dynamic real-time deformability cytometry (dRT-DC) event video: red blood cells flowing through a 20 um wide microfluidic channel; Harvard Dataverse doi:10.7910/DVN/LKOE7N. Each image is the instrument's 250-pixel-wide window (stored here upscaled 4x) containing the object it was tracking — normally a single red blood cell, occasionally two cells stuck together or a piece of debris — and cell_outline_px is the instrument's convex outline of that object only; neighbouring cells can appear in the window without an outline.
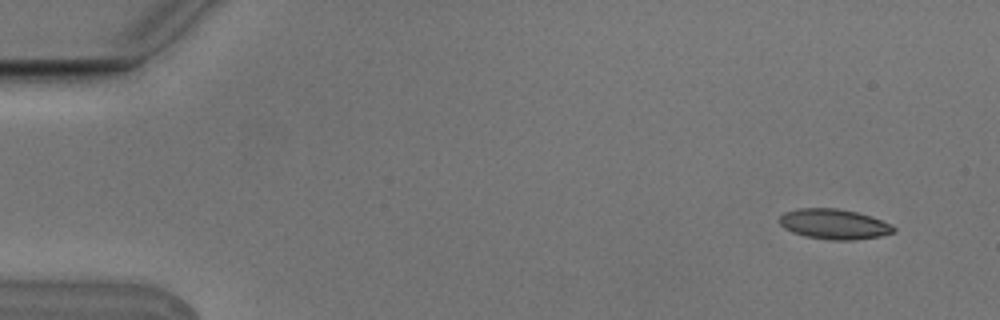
{"species": "Egyptian fruit bat (a non-hibernating species)", "species_latin": "Rousettus aegyptiacus", "temperature_condition": "cold", "stored_images_in_passage": 8, "camera_frame_rate_fps": 3000, "um_per_image_px": 0.085, "animal": {"sex": "male"}, "frame": {"image": 1, "passage_image": 1, "time_ms": 0.0, "image_size_px": [1000, 320], "cell_outline_px": [[896, 232], [880, 236], [856, 240], [832, 240], [804, 236], [792, 232], [784, 228], [776, 220], [784, 212], [800, 208], [836, 208], [856, 212], [872, 216], [892, 224], [896, 228]], "centroid_in_image_um": [70.9, 19.05], "position_along_channel_um": 14.1, "area_um2": 20.35}}
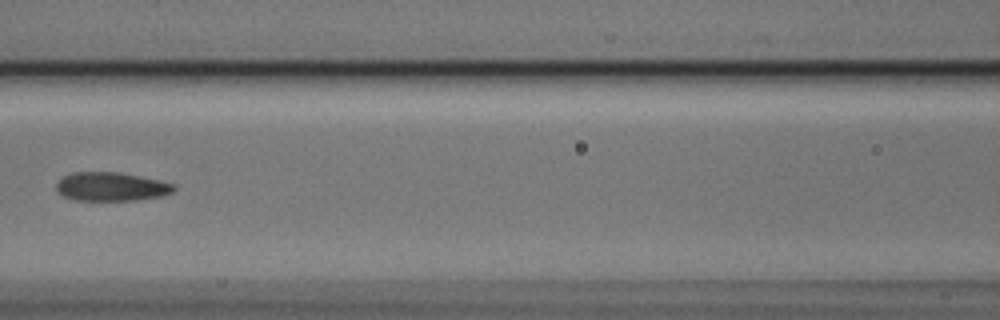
{"frame": {"image": 2, "passage_image": 7, "time_ms": 2.0, "image_size_px": [1000, 320], "cell_outline_px": [[176, 188], [172, 192], [160, 196], [136, 200], [76, 200], [64, 196], [56, 192], [56, 184], [64, 176], [72, 172], [120, 172], [156, 180], [172, 184]], "centroid_in_image_um": [9.4, 15.86], "position_along_channel_um": 157.2, "area_um2": 19.42}}
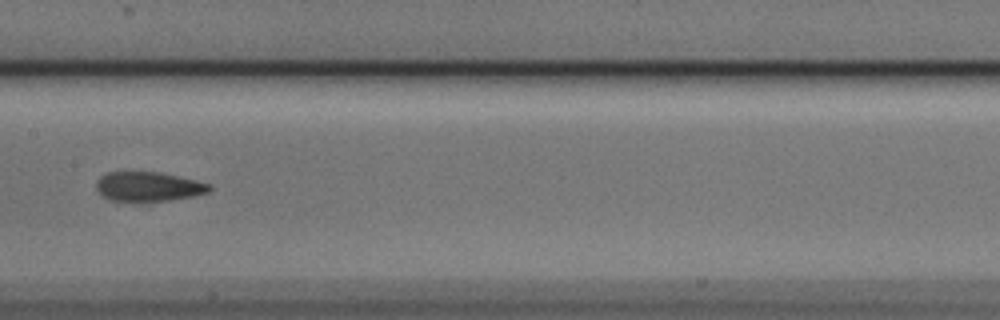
{"frame": {"image": 3, "passage_image": 8, "time_ms": 2.333, "image_size_px": [1000, 320], "cell_outline_px": [[212, 188], [208, 192], [192, 196], [168, 200], [112, 200], [100, 196], [96, 188], [96, 180], [100, 176], [108, 172], [160, 172], [196, 180], [212, 184]], "centroid_in_image_um": [12.6, 15.84], "position_along_channel_um": 194.8, "area_um2": 19.25}}